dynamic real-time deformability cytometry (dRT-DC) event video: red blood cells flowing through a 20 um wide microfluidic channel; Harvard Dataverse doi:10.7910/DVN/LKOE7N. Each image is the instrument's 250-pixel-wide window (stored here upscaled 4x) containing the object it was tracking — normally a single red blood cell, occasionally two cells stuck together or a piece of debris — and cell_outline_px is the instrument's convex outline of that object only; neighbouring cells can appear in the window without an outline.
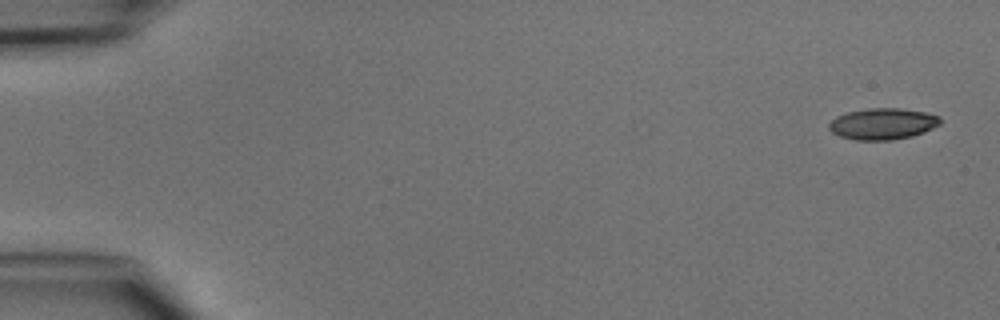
{"species": "common noctule bat (a hibernating species)", "species_latin": "Nyctalus noctula", "temperature_condition": "cold", "stored_images_in_passage": 5, "camera_frame_rate_fps": 3000, "um_per_image_px": 0.085, "animal": {"sex": "male", "body_mass_g": 15.6}, "frame": {"image": 1, "passage_image": 1, "time_ms": 0.0, "image_size_px": [1000, 320], "cell_outline_px": [[940, 124], [924, 132], [912, 136], [892, 140], [856, 140], [840, 136], [832, 132], [828, 128], [828, 124], [836, 116], [848, 112], [868, 108], [900, 108], [924, 112], [940, 116]], "centroid_in_image_um": [75.02, 10.52], "position_along_channel_um": 10.0, "area_um2": 20.29}}
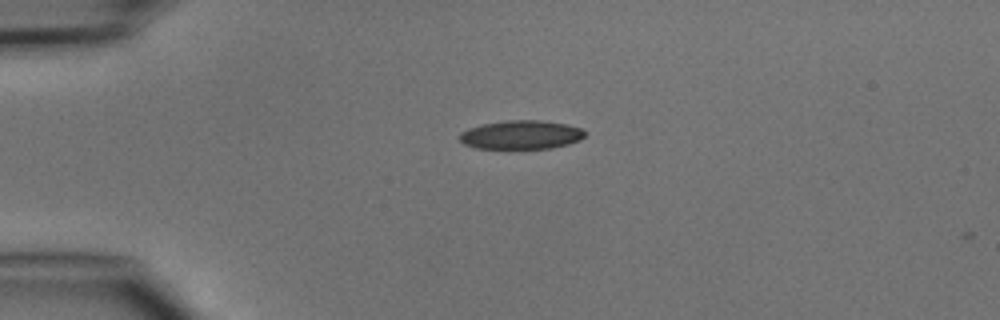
{"frame": {"image": 2, "passage_image": 4, "time_ms": 3.333, "image_size_px": [1000, 320], "cell_outline_px": [[584, 136], [580, 140], [568, 144], [552, 148], [476, 148], [464, 144], [460, 140], [460, 132], [468, 128], [480, 124], [504, 120], [540, 120], [568, 124], [580, 128], [584, 132]], "centroid_in_image_um": [44.28, 11.44], "position_along_channel_um": 40.7, "area_um2": 21.04}}